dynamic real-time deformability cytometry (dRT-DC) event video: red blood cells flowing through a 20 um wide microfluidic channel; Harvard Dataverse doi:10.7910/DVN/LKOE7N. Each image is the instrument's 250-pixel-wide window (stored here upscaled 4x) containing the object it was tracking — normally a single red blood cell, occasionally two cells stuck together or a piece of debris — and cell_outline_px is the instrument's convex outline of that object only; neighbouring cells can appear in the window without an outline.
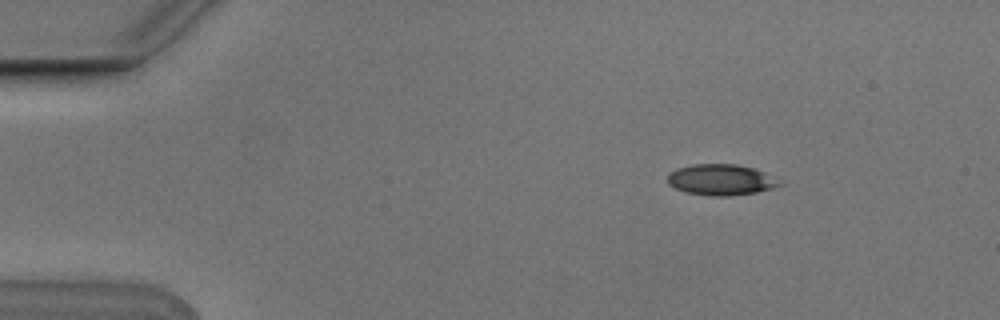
{"species": "Egyptian fruit bat (a non-hibernating species)", "species_latin": "Rousettus aegyptiacus", "temperature_condition": "cold", "stored_images_in_passage": 5, "camera_frame_rate_fps": 3000, "um_per_image_px": 0.085, "animal": {"sex": "male"}, "frame": {"image": 1, "passage_image": 2, "time_ms": 0.333, "image_size_px": [1000, 320], "cell_outline_px": [[784, 184], [772, 188], [756, 192], [728, 196], [712, 196], [688, 192], [676, 188], [668, 184], [668, 172], [676, 168], [692, 164], [736, 164], [752, 168], [764, 172], [784, 180]], "centroid_in_image_um": [61.32, 15.27], "position_along_channel_um": 23.7, "area_um2": 20.35}}
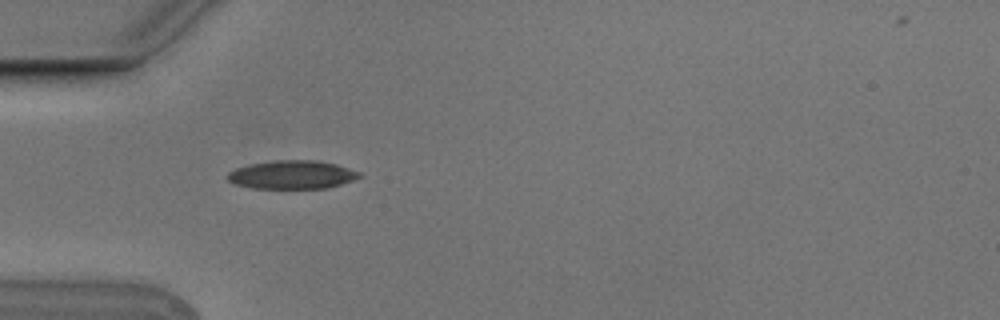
{"frame": {"image": 2, "passage_image": 4, "time_ms": 1.0, "image_size_px": [1000, 320], "cell_outline_px": [[364, 176], [328, 188], [252, 188], [236, 184], [228, 180], [224, 176], [228, 172], [236, 168], [252, 164], [272, 160], [316, 160], [336, 164], [360, 172]], "centroid_in_image_um": [24.82, 14.85], "position_along_channel_um": 60.2, "area_um2": 21.85}}